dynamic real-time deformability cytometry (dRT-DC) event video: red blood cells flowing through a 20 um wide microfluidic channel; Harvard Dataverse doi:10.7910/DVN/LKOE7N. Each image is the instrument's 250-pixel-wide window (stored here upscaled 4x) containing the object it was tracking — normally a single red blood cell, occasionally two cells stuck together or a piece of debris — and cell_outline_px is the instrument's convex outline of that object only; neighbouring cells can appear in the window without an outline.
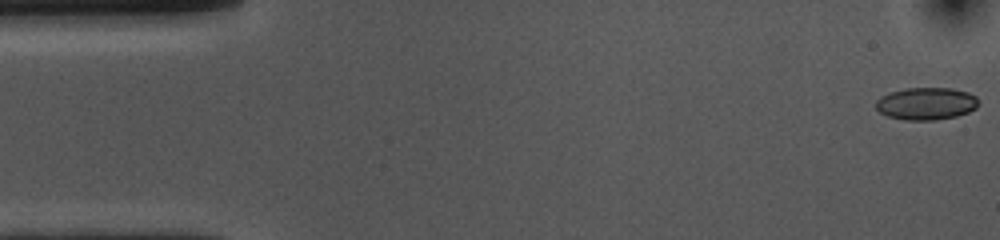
{"species": "common noctule bat (a hibernating species)", "species_latin": "Nyctalus noctula", "temperature_condition": "cold", "stored_images_in_passage": 54, "camera_frame_rate_fps": 3000, "um_per_image_px": 0.085, "animal": {"sex": "female", "body_mass_g": 10.0, "forearm_length_mm": 53.1}, "frame": {"image": 1, "passage_image": 1, "time_ms": 0.0, "image_size_px": [1000, 240], "cell_outline_px": [[976, 108], [968, 112], [956, 116], [936, 120], [904, 120], [888, 116], [880, 112], [876, 108], [876, 100], [880, 96], [892, 92], [908, 88], [952, 88], [968, 92], [976, 96]], "centroid_in_image_um": [78.71, 8.81], "position_along_channel_um": 6.3, "area_um2": 19.25}}
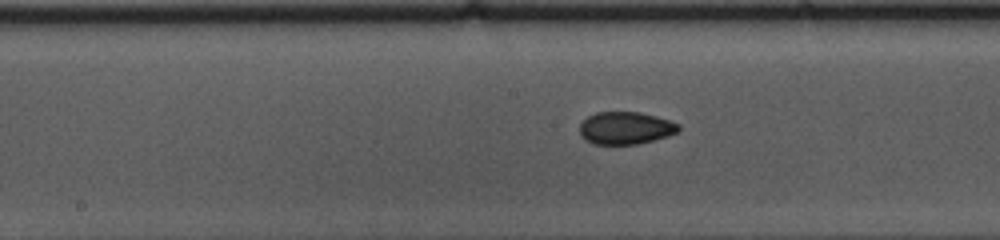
{"frame": {"image": 2, "passage_image": 26, "time_ms": 8.333, "image_size_px": [1000, 240], "cell_outline_px": [[680, 128], [676, 132], [668, 136], [636, 144], [592, 144], [584, 140], [580, 136], [580, 124], [588, 116], [596, 112], [640, 112], [656, 116], [680, 124]], "centroid_in_image_um": [53.14, 10.88], "position_along_channel_um": 195.1, "area_um2": 18.73}}
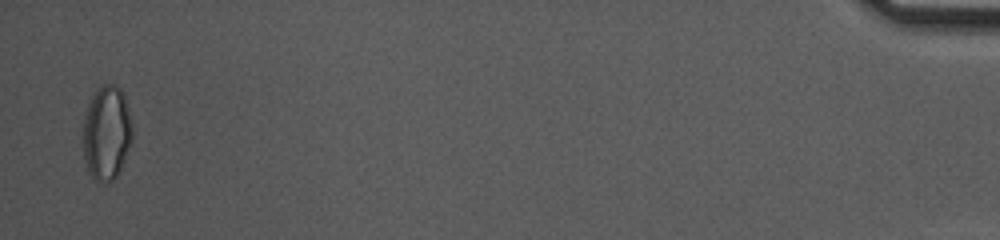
{"frame": {"image": 3, "passage_image": 53, "time_ms": 17.333, "image_size_px": [1000, 240], "cell_outline_px": [[132, 136], [120, 168], [116, 176], [112, 180], [104, 184], [96, 180], [88, 172], [84, 156], [84, 116], [88, 104], [96, 88], [104, 84], [112, 84], [120, 88], [124, 92], [132, 124]], "centroid_in_image_um": [9.06, 11.26], "position_along_channel_um": 426.1, "area_um2": 26.88}, "authors_computed_cell_mechanics": {"area_um2": 19.1896, "velocity_mm_per_s": 3.6404, "shape_relaxation_time_tau1_ms": 4.6976, "shape_relaxation_time_tau2_ms": 2.3851, "deformation_change_tau1": 0.1123, "deformation_change_tau2": 0.0585}}